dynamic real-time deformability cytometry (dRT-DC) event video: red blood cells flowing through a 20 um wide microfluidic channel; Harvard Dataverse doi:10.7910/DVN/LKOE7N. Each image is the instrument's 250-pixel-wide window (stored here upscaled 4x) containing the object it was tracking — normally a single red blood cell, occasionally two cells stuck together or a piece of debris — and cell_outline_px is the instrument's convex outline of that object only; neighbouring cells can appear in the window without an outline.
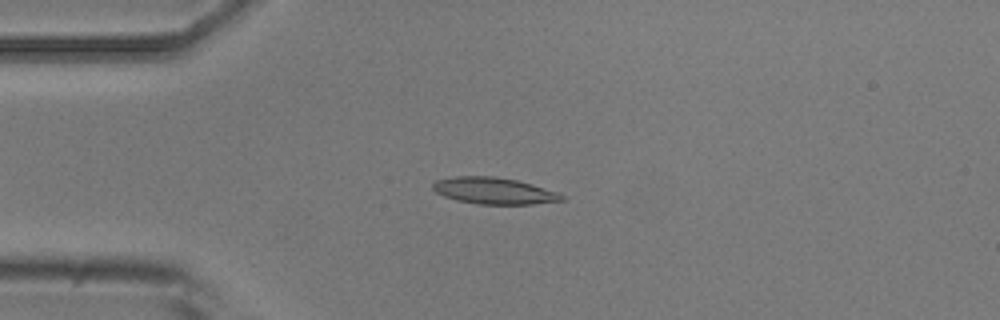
{"species": "common noctule bat (a hibernating species)", "species_latin": "Nyctalus noctula", "temperature_condition": "room temperature", "stored_images_in_passage": 6, "camera_frame_rate_fps": 3000, "um_per_image_px": 0.085, "animal": {"sex": "male", "body_mass_g": 20.5, "forearm_length_mm": 52.5}, "frame": {"image": 1, "passage_image": 4, "time_ms": 3.667, "image_size_px": [1000, 320], "cell_outline_px": [[564, 200], [532, 204], [480, 204], [456, 200], [444, 196], [436, 192], [432, 188], [432, 184], [436, 180], [456, 176], [496, 176], [516, 180], [532, 184], [556, 192], [564, 196]], "centroid_in_image_um": [41.96, 16.21], "position_along_channel_um": 43.0, "area_um2": 19.83}}